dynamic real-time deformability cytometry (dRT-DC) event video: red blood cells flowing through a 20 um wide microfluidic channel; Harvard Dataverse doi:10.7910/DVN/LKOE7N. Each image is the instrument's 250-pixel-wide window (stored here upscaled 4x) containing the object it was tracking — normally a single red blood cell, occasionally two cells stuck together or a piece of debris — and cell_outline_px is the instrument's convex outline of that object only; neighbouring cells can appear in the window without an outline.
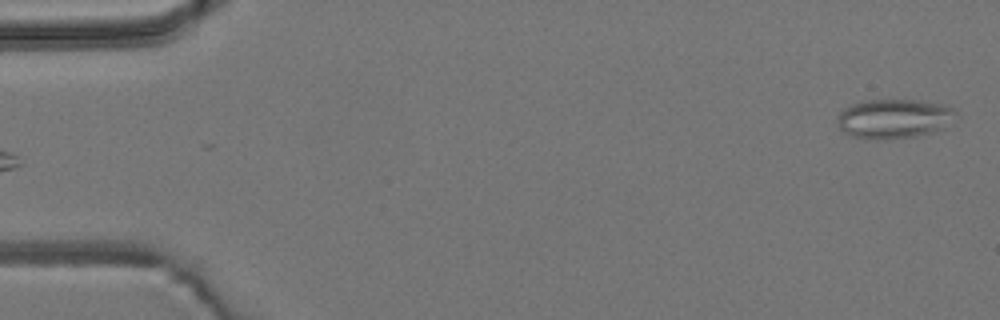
{"species": "common noctule bat (a hibernating species)", "species_latin": "Nyctalus noctula", "temperature_condition": "room temperature", "stored_images_in_passage": 5, "camera_frame_rate_fps": 3000, "um_per_image_px": 0.085, "animal": {"sex": "male", "body_mass_g": 19.2, "forearm_length_mm": 51.8}, "frame": {"image": 1, "passage_image": 5, "time_ms": 5.667, "image_size_px": [1000, 320], "cell_outline_px": [[956, 112], [944, 128], [932, 132], [916, 136], [888, 140], [876, 140], [852, 136], [844, 132], [840, 128], [836, 116], [844, 108], [852, 104], [864, 100], [916, 100], [948, 104]], "centroid_in_image_um": [75.96, 10.09], "position_along_channel_um": 9.0, "area_um2": 27.34}}